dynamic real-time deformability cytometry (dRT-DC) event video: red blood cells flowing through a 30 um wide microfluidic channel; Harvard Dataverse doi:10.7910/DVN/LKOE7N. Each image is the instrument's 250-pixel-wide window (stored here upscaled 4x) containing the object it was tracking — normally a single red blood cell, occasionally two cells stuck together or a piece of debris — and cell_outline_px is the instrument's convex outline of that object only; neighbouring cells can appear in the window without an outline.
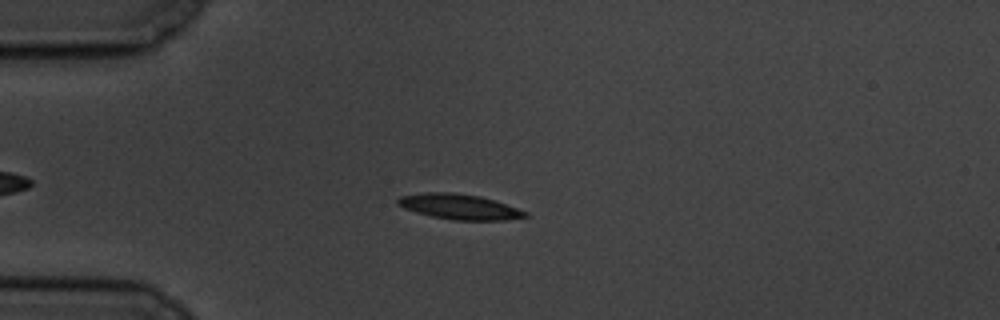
{"species": "common noctule bat (a hibernating species)", "species_latin": "Nyctalus noctula", "temperature_condition": "cold", "stored_images_in_passage": 54, "camera_frame_rate_fps": 3000, "um_per_image_px": 0.085, "animal": {"sex": "male", "body_mass_g": 19.5, "forearm_length_mm": 54.6}, "frame": {"image": 1, "passage_image": 11, "time_ms": 3.333, "image_size_px": [1000, 320], "cell_outline_px": [[528, 216], [504, 220], [452, 220], [432, 216], [416, 212], [404, 208], [396, 204], [396, 200], [400, 196], [428, 192], [452, 192], [480, 196], [528, 212]], "centroid_in_image_um": [39.0, 17.57], "position_along_channel_um": 46.0, "area_um2": 18.55}}
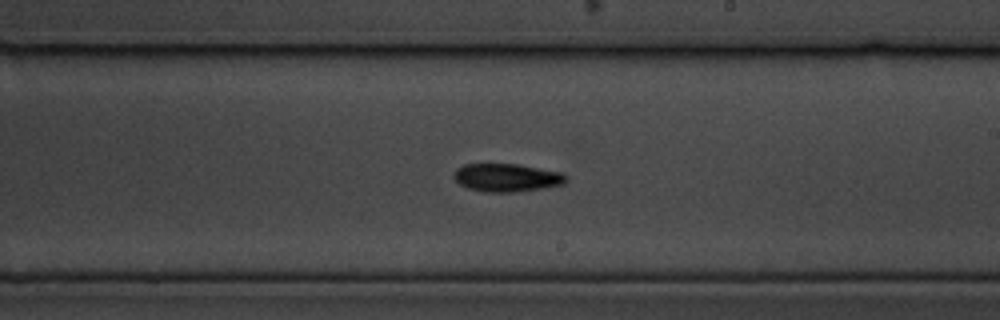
{"frame": {"image": 2, "passage_image": 30, "time_ms": 9.667, "image_size_px": [1000, 320], "cell_outline_px": [[568, 180], [564, 184], [544, 188], [516, 192], [488, 192], [468, 188], [460, 184], [452, 176], [456, 168], [464, 164], [520, 164], [564, 172], [568, 176]], "centroid_in_image_um": [43.13, 15.09], "position_along_channel_um": 245.9, "area_um2": 18.67}}
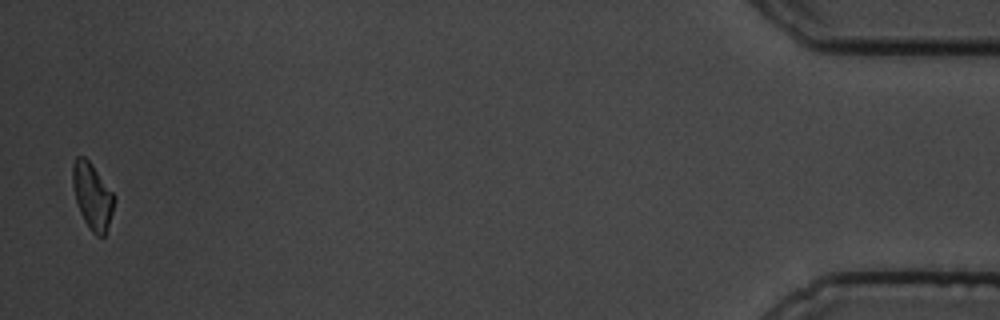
{"frame": {"image": 3, "passage_image": 53, "time_ms": 17.333, "image_size_px": [1000, 320], "cell_outline_px": [[116, 200], [104, 236], [96, 236], [92, 232], [84, 220], [80, 212], [76, 200], [72, 184], [72, 164], [76, 156], [84, 156], [92, 164], [116, 196]], "centroid_in_image_um": [7.85, 16.63], "position_along_channel_um": 427.4, "area_um2": 16.01}, "authors_computed_cell_mechanics": {"area_um2": 17.7446, "velocity_mm_per_s": 3.4701, "shape_relaxation_time_tau1_ms": 3.0114, "shape_relaxation_time_tau2_ms": null, "deformation_change_tau1": 0.1085, "deformation_change_tau2": null}}